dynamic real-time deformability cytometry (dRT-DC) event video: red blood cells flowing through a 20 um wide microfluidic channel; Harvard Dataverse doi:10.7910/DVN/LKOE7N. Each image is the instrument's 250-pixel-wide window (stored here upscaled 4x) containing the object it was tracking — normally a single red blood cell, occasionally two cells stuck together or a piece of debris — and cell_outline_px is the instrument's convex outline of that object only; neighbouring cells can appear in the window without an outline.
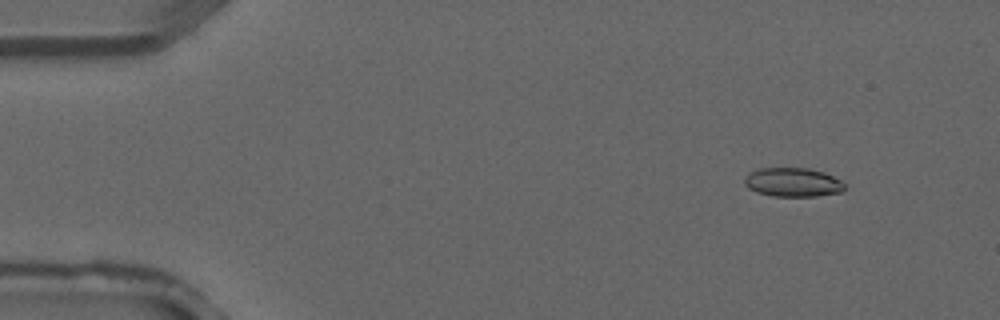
{"species": "common noctule bat (a hibernating species)", "species_latin": "Nyctalus noctula", "temperature_condition": "warm", "stored_images_in_passage": 4, "camera_frame_rate_fps": 3000, "um_per_image_px": 0.085, "animal": {"sex": "male", "forearm_length_mm": 52.5}, "frame": {"image": 1, "passage_image": 2, "time_ms": 0.333, "image_size_px": [1000, 320], "cell_outline_px": [[844, 188], [840, 192], [816, 196], [772, 196], [756, 192], [748, 188], [744, 184], [744, 180], [748, 172], [760, 168], [808, 168], [824, 172], [840, 180], [844, 184]], "centroid_in_image_um": [67.35, 15.49], "position_along_channel_um": 17.7, "area_um2": 16.88}}